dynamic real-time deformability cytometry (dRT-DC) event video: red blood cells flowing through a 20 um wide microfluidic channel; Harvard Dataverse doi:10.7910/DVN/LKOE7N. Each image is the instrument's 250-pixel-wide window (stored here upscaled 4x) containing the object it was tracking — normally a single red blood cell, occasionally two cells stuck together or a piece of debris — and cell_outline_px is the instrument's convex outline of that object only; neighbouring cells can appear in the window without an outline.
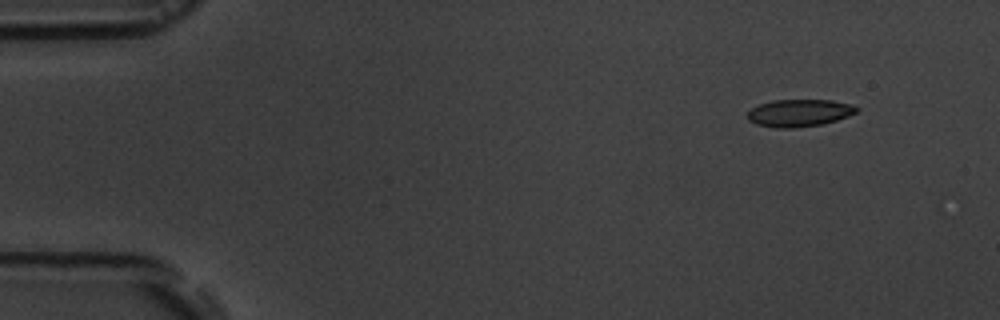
{"species": "common noctule bat (a hibernating species)", "species_latin": "Nyctalus noctula", "temperature_condition": "room temperature", "stored_images_in_passage": 8, "camera_frame_rate_fps": 3000, "um_per_image_px": 0.085, "animal": {"sex": "male", "body_mass_g": 19.5, "forearm_length_mm": 54.6}, "frame": {"image": 1, "passage_image": 1, "time_ms": 0.0, "image_size_px": [1000, 320], "cell_outline_px": [[860, 108], [856, 112], [848, 116], [824, 124], [796, 128], [776, 128], [756, 124], [748, 120], [748, 112], [752, 108], [760, 104], [772, 100], [832, 100], [852, 104]], "centroid_in_image_um": [67.95, 9.6], "position_along_channel_um": 17.0, "area_um2": 17.46}}